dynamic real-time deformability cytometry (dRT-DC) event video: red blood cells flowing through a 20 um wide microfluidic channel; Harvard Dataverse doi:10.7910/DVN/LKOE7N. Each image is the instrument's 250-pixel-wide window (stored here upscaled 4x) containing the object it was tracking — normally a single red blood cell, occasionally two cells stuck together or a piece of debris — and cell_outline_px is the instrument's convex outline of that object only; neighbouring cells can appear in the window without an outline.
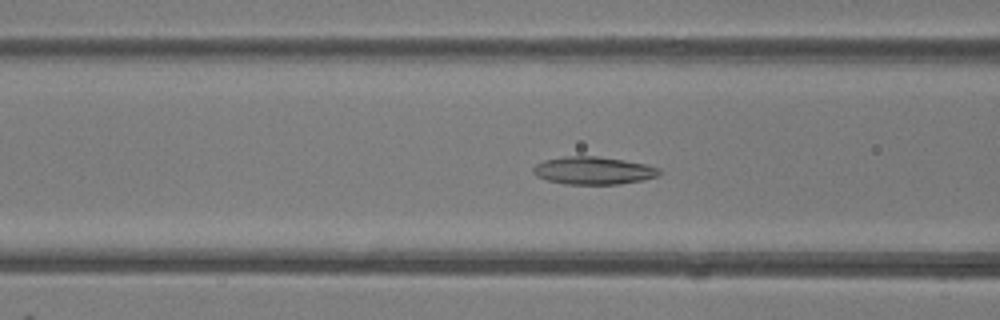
{"species": "common noctule bat (a hibernating species)", "species_latin": "Nyctalus noctula", "temperature_condition": "room temperature", "stored_images_in_passage": 35, "camera_frame_rate_fps": 3000, "um_per_image_px": 0.085, "animal": {"sex": "female"}, "frame": {"image": 1, "passage_image": 5, "time_ms": 1.333, "image_size_px": [1000, 320], "cell_outline_px": [[660, 172], [656, 176], [640, 180], [620, 184], [564, 184], [548, 180], [536, 176], [532, 172], [532, 168], [536, 164], [544, 160], [564, 156], [596, 156], [624, 160], [644, 164], [660, 168]], "centroid_in_image_um": [50.39, 14.49], "position_along_channel_um": 116.2, "area_um2": 20.23}}
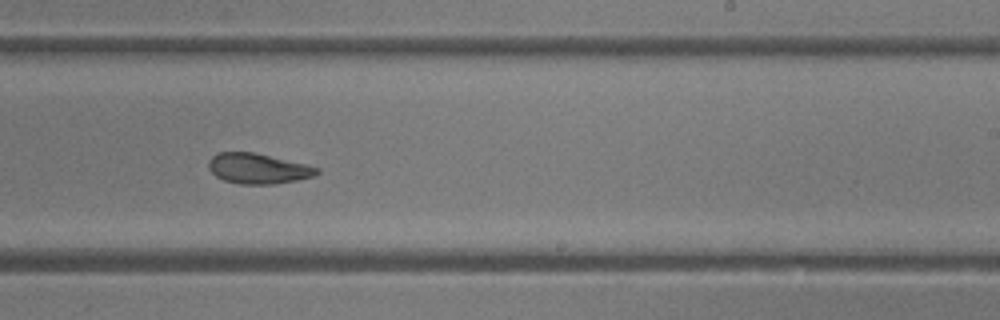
{"frame": {"image": 2, "passage_image": 16, "time_ms": 5.0, "image_size_px": [1000, 320], "cell_outline_px": [[320, 172], [312, 176], [296, 180], [276, 184], [240, 184], [224, 180], [216, 176], [208, 168], [208, 160], [216, 152], [252, 152], [304, 164], [320, 168]], "centroid_in_image_um": [21.89, 14.33], "position_along_channel_um": 267.1, "area_um2": 18.96}}
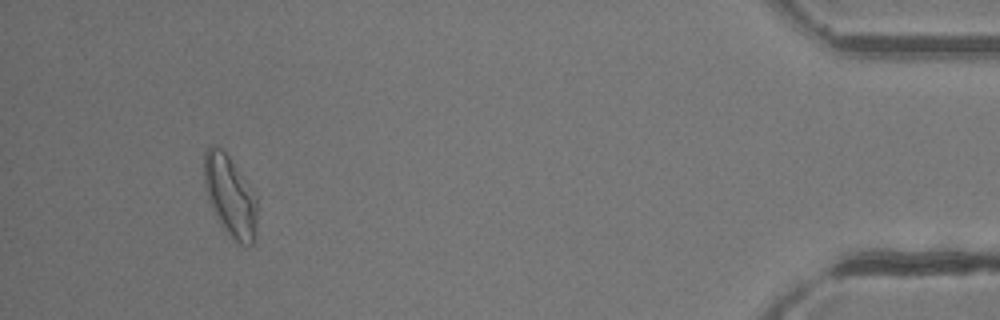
{"frame": {"image": 3, "passage_image": 32, "time_ms": 10.333, "image_size_px": [1000, 320], "cell_outline_px": [[256, 240], [248, 248], [240, 244], [224, 228], [212, 208], [208, 200], [204, 184], [204, 152], [212, 144], [216, 144], [228, 156], [252, 188], [256, 196]], "centroid_in_image_um": [19.57, 16.66], "position_along_channel_um": 415.6, "area_um2": 24.85}, "authors_computed_cell_mechanics": {"area_um2": 19.941, "velocity_mm_per_s": 4.1206, "shape_relaxation_time_tau1_ms": 4.7653, "shape_relaxation_time_tau2_ms": 3.4678, "deformation_change_tau1": 0.1699, "deformation_change_tau2": 0.1214}}